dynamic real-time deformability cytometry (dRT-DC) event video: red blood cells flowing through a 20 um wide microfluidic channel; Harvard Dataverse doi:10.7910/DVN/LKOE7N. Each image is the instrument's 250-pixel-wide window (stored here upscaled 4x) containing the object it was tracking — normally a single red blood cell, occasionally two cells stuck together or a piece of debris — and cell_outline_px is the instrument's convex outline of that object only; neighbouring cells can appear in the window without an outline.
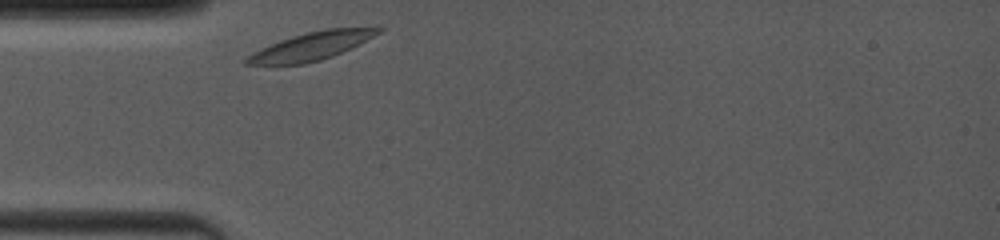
{"species": "common noctule bat (a hibernating species)", "species_latin": "Nyctalus noctula", "temperature_condition": "room temperature", "stored_images_in_passage": 4, "camera_frame_rate_fps": 4000, "um_per_image_px": 0.085, "animal": {"sex": "female", "body_mass_g": 19.0, "forearm_length_mm": 53.3}, "frame": {"image": 1, "passage_image": 1, "time_ms": 0.0, "image_size_px": [1000, 240], "cell_outline_px": [[384, 28], [380, 32], [352, 48], [332, 56], [320, 60], [304, 64], [244, 64], [244, 60], [252, 52], [260, 48], [280, 40], [292, 36], [324, 28]], "centroid_in_image_um": [26.43, 3.92], "position_along_channel_um": 58.6, "area_um2": 21.1}}
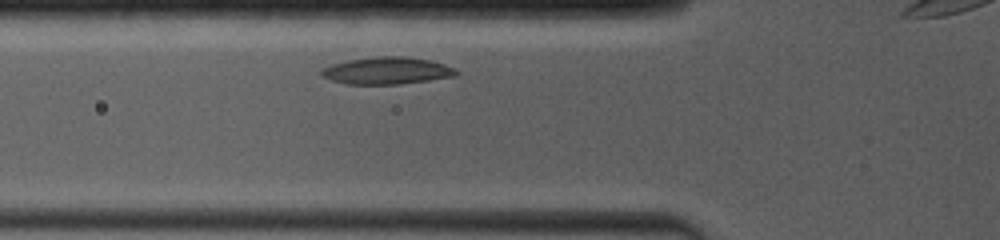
{"frame": {"image": 2, "passage_image": 4, "time_ms": 1.0, "image_size_px": [1000, 240], "cell_outline_px": [[460, 72], [456, 76], [428, 80], [396, 84], [344, 84], [320, 76], [320, 68], [332, 64], [352, 60], [376, 56], [408, 56], [432, 60], [444, 64]], "centroid_in_image_um": [32.87, 6.0], "position_along_channel_um": 92.9, "area_um2": 21.33}}